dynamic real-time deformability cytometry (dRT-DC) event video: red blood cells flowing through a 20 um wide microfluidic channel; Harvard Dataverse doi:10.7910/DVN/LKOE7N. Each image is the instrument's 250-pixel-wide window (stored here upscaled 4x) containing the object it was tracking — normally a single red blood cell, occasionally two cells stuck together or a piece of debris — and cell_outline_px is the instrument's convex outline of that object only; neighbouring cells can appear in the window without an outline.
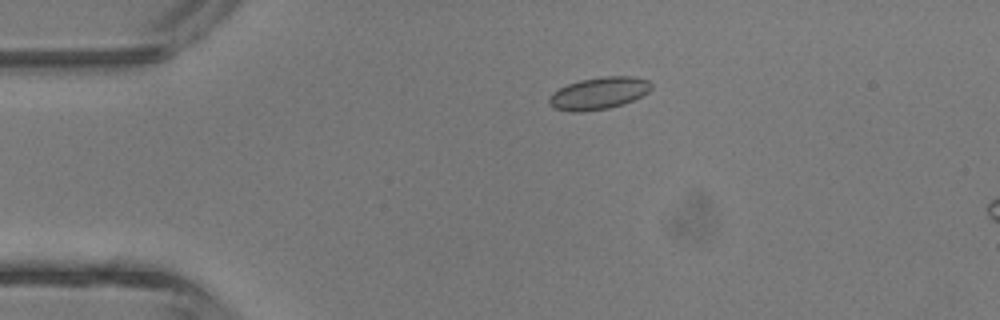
{"species": "common noctule bat (a hibernating species)", "species_latin": "Nyctalus noctula", "temperature_condition": "room temperature", "stored_images_in_passage": 5, "camera_frame_rate_fps": 3000, "um_per_image_px": 0.085, "animal": {"sex": "male", "body_mass_g": 13.3}, "frame": {"image": 1, "passage_image": 3, "time_ms": 2.333, "image_size_px": [1000, 320], "cell_outline_px": [[652, 88], [648, 92], [624, 104], [608, 108], [580, 112], [572, 112], [552, 108], [548, 104], [548, 100], [552, 92], [568, 84], [580, 80], [604, 76], [632, 76], [648, 80], [652, 84]], "centroid_in_image_um": [50.87, 7.93], "position_along_channel_um": 34.1, "area_um2": 19.19}}